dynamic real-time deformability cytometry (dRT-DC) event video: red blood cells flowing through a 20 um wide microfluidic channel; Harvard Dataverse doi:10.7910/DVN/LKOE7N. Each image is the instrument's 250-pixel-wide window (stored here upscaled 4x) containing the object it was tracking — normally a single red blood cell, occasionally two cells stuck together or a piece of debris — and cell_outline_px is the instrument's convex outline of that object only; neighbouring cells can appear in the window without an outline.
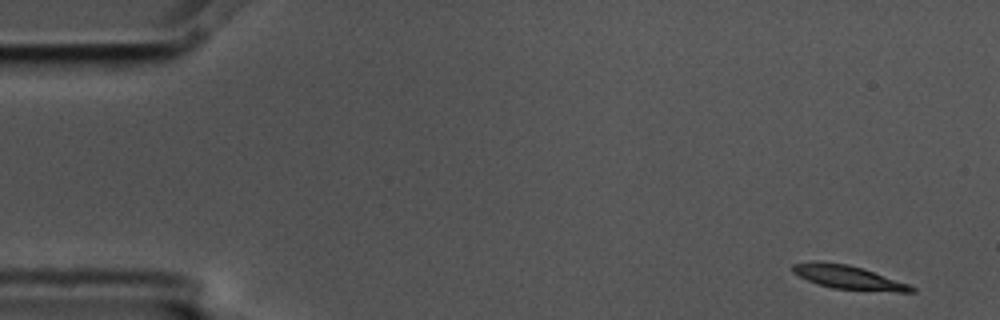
{"species": "common noctule bat (a hibernating species)", "species_latin": "Nyctalus noctula", "temperature_condition": "cold", "stored_images_in_passage": 6, "segment_of_instrument_passage": [1, 2], "camera_frame_rate_fps": 3000, "um_per_image_px": 0.085, "animal": {"sex": "male", "body_mass_g": 17.5, "forearm_length_mm": 52.3}, "frame": {"image": 1, "passage_image": 1, "time_ms": 0.0, "image_size_px": [1000, 320], "cell_outline_px": [[916, 292], [896, 292], [832, 288], [808, 280], [792, 272], [792, 264], [848, 264], [908, 284], [916, 288]], "centroid_in_image_um": [72.2, 23.63], "position_along_channel_um": 12.8, "area_um2": 15.32}}
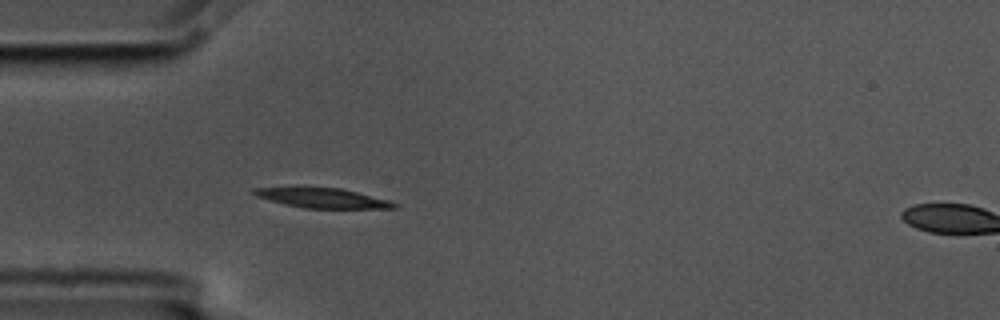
{"frame": {"image": 2, "passage_image": 5, "time_ms": 1.333, "image_size_px": [1000, 320], "cell_outline_px": [[400, 208], [304, 208], [284, 204], [256, 196], [248, 192], [256, 188], [340, 188], [388, 200], [400, 204]], "centroid_in_image_um": [27.45, 16.85], "position_along_channel_um": 57.6, "area_um2": 15.84}}